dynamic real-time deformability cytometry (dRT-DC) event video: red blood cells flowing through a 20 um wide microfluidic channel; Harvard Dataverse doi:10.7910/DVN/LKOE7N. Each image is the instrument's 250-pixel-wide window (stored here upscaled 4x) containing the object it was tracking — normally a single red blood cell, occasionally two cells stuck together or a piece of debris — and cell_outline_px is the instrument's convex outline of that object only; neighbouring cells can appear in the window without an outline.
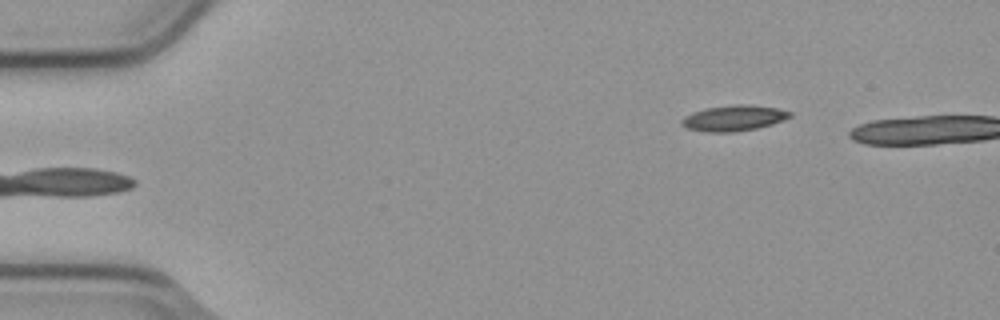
{"species": "common noctule bat (a hibernating species)", "species_latin": "Nyctalus noctula", "temperature_condition": "cold", "stored_images_in_passage": 2, "camera_frame_rate_fps": 3000, "um_per_image_px": 0.085, "animal": {"sex": "male", "body_mass_g": 23.1, "forearm_length_mm": 52.7}, "frame": {"image": 1, "passage_image": 2, "time_ms": 0.333, "image_size_px": [1000, 320], "cell_outline_px": [[792, 116], [784, 120], [772, 124], [756, 128], [732, 132], [704, 132], [688, 128], [680, 124], [680, 120], [684, 116], [692, 112], [704, 108], [736, 104], [748, 104], [776, 108], [792, 112]], "centroid_in_image_um": [62.34, 10.03], "position_along_channel_um": 22.7, "area_um2": 16.3}}